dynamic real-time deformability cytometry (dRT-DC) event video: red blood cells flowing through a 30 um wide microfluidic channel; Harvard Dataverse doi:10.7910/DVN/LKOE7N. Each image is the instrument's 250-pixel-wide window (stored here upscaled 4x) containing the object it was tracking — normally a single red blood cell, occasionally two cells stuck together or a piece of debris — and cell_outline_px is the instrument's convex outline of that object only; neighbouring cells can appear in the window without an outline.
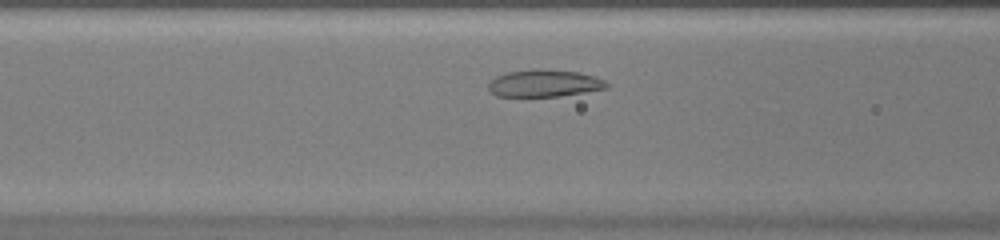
{"species": "common noctule bat (a hibernating species)", "species_latin": "Nyctalus noctula", "temperature_condition": "warm", "stored_images_in_passage": 29, "camera_frame_rate_fps": 3000, "um_per_image_px": 0.085, "animal": {"sex": "female", "body_mass_g": 20.0, "forearm_length_mm": 54.0}, "frame": {"image": 1, "passage_image": 7, "time_ms": 2.0, "image_size_px": [1000, 240], "cell_outline_px": [[608, 84], [604, 88], [556, 96], [500, 96], [492, 92], [488, 88], [488, 84], [492, 80], [500, 76], [512, 72], [576, 72], [592, 76]], "centroid_in_image_um": [46.22, 7.13], "position_along_channel_um": 120.4, "area_um2": 16.88}}
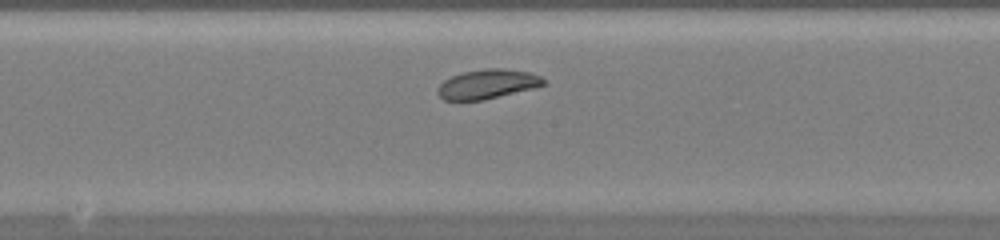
{"frame": {"image": 2, "passage_image": 13, "time_ms": 4.0, "image_size_px": [1000, 240], "cell_outline_px": [[544, 84], [480, 100], [444, 100], [440, 96], [440, 84], [444, 80], [452, 76], [464, 72], [528, 72], [540, 76], [544, 80]], "centroid_in_image_um": [41.34, 7.2], "position_along_channel_um": 206.9, "area_um2": 16.13}}
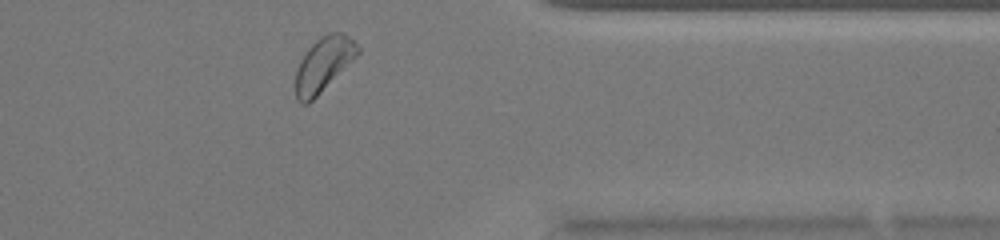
{"frame": {"image": 3, "passage_image": 26, "time_ms": 8.333, "image_size_px": [1000, 240], "cell_outline_px": [[360, 52], [308, 104], [304, 104], [296, 96], [296, 72], [308, 48], [316, 40], [332, 32], [340, 32], [352, 40], [360, 48]], "centroid_in_image_um": [27.5, 5.46], "position_along_channel_um": 383.9, "area_um2": 18.67}}